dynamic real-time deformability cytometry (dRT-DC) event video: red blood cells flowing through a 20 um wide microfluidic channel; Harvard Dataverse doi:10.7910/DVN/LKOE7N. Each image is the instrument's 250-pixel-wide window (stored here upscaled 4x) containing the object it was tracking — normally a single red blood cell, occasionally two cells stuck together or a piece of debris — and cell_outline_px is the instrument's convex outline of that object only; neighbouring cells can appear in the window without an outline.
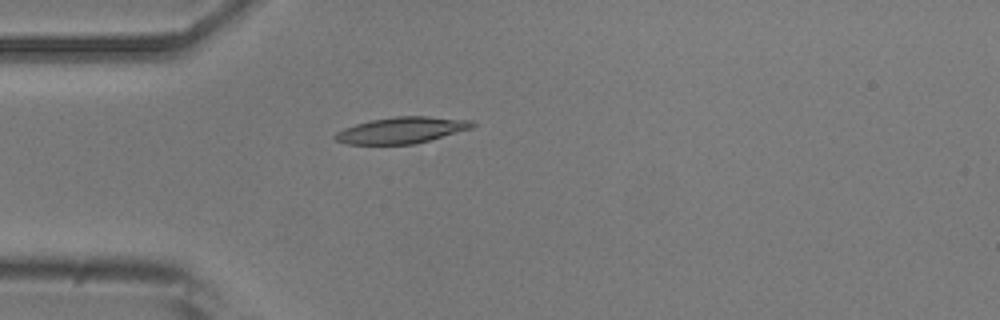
{"species": "common noctule bat (a hibernating species)", "species_latin": "Nyctalus noctula", "temperature_condition": "room temperature", "stored_images_in_passage": 4, "camera_frame_rate_fps": 3000, "um_per_image_px": 0.085, "animal": {"sex": "male", "body_mass_g": 20.5, "forearm_length_mm": 52.5}, "frame": {"image": 1, "passage_image": 4, "time_ms": 3.333, "image_size_px": [1000, 320], "cell_outline_px": [[476, 124], [472, 128], [428, 140], [412, 144], [348, 144], [336, 140], [332, 136], [336, 132], [344, 128], [368, 120], [396, 116], [428, 116], [472, 120]], "centroid_in_image_um": [34.12, 11.05], "position_along_channel_um": 50.9, "area_um2": 20.92}}